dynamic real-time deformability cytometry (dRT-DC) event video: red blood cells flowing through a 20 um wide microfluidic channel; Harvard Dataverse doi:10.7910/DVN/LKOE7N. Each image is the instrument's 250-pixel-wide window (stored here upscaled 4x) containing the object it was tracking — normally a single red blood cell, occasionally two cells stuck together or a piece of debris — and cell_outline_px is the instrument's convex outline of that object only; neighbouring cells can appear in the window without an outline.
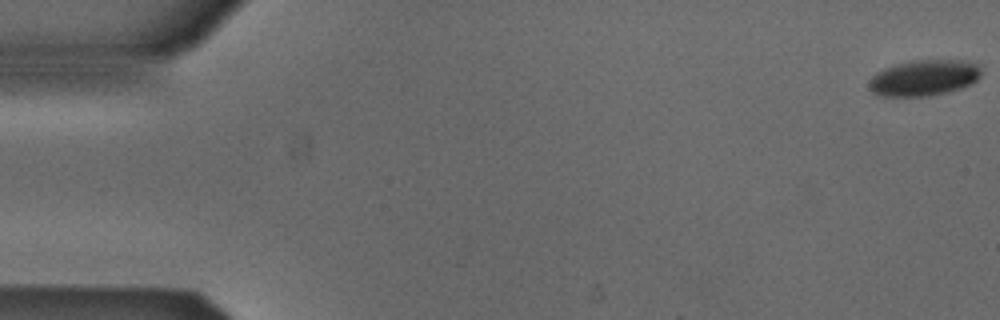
{"species": "Egyptian fruit bat (a non-hibernating species)", "species_latin": "Rousettus aegyptiacus", "temperature_condition": "cold", "stored_images_in_passage": 54, "camera_frame_rate_fps": 3000, "um_per_image_px": 0.085, "animal": {"sex": "male"}, "frame": {"image": 1, "passage_image": 1, "time_ms": 0.0, "image_size_px": [1000, 320], "cell_outline_px": [[980, 76], [972, 84], [948, 92], [928, 96], [880, 96], [872, 92], [868, 84], [872, 76], [876, 72], [884, 68], [896, 64], [912, 60], [964, 60], [980, 64]], "centroid_in_image_um": [78.54, 6.61], "position_along_channel_um": 6.5, "area_um2": 23.64}}
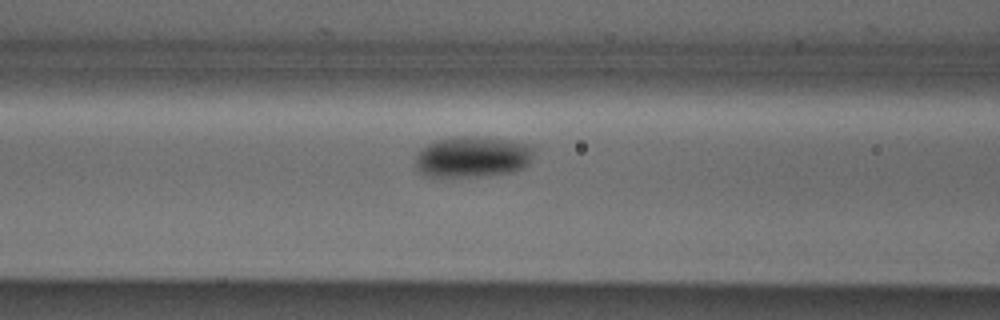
{"frame": {"image": 2, "passage_image": 22, "time_ms": 7.0, "image_size_px": [1000, 320], "cell_outline_px": [[532, 160], [524, 168], [512, 172], [480, 176], [424, 176], [412, 164], [420, 148], [436, 140], [452, 136], [476, 136], [512, 140], [528, 144], [532, 148]], "centroid_in_image_um": [40.12, 13.32], "position_along_channel_um": 126.5, "area_um2": 28.67}}
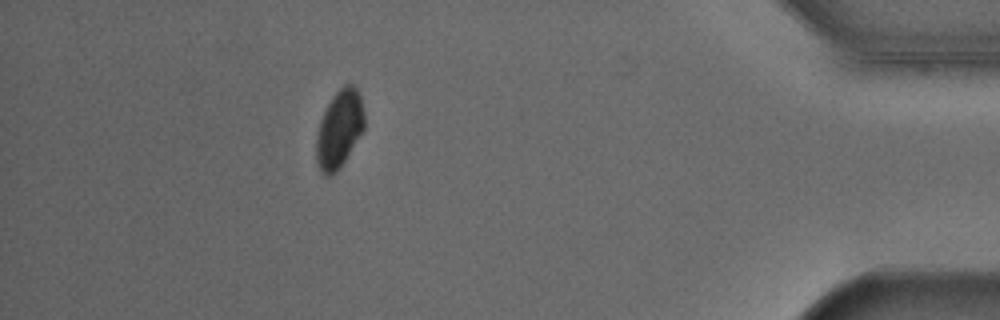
{"frame": {"image": 3, "passage_image": 48, "time_ms": 15.667, "image_size_px": [1000, 320], "cell_outline_px": [[364, 128], [340, 168], [336, 172], [328, 176], [324, 176], [320, 172], [316, 160], [316, 136], [320, 120], [332, 96], [344, 84], [352, 84], [356, 88], [360, 96], [364, 112]], "centroid_in_image_um": [28.82, 10.98], "position_along_channel_um": 406.4, "area_um2": 21.68}, "authors_computed_cell_mechanics": {"area_um2": 25.9233, "velocity_mm_per_s": 3.8483, "shape_relaxation_time_tau1_ms": 1.4962, "shape_relaxation_time_tau2_ms": null, "deformation_change_tau1": 0.0488, "deformation_change_tau2": null}}